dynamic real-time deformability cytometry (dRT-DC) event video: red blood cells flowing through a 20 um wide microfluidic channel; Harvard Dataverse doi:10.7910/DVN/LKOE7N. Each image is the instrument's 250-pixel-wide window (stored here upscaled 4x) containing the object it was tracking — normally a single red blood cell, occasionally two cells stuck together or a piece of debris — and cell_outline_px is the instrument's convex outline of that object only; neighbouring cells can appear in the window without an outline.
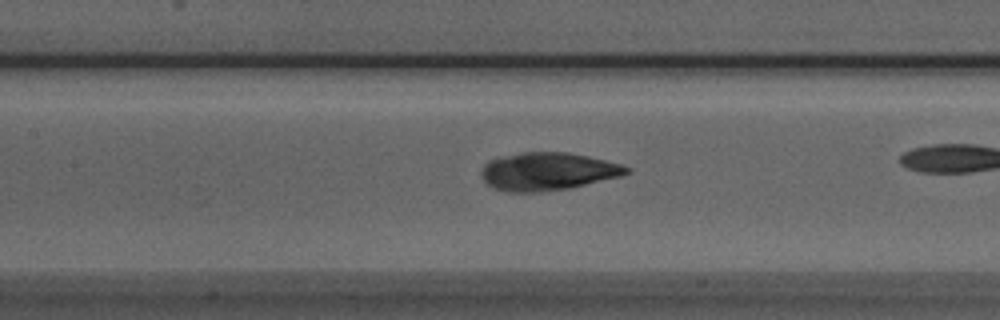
{"species": "Egyptian fruit bat (a non-hibernating species)", "species_latin": "Rousettus aegyptiacus", "temperature_condition": "room temperature", "stored_images_in_passage": 38, "camera_frame_rate_fps": 3000, "um_per_image_px": 0.085, "animal": {"sex": "male"}, "frame": {"image": 1, "passage_image": 22, "time_ms": 7.0, "image_size_px": [1000, 320], "cell_outline_px": [[632, 172], [620, 176], [568, 188], [540, 192], [508, 192], [492, 188], [480, 176], [480, 172], [484, 164], [488, 160], [524, 152], [568, 152], [588, 156], [620, 164], [632, 168]], "centroid_in_image_um": [46.54, 14.57], "position_along_channel_um": 160.9, "area_um2": 31.96}}